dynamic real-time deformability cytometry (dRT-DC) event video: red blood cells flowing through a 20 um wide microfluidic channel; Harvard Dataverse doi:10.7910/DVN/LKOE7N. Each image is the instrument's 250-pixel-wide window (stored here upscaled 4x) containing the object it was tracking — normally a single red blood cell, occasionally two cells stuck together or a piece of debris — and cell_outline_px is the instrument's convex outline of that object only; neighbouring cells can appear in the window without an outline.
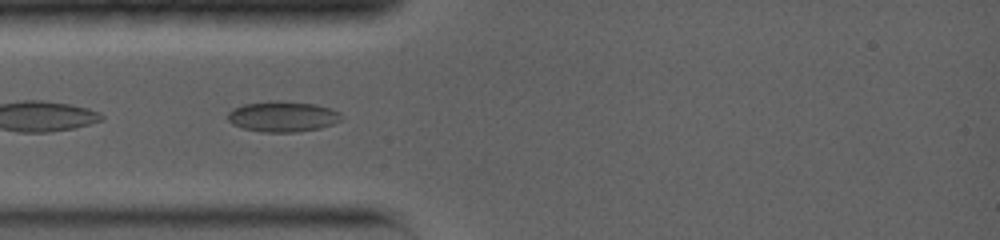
{"species": "common noctule bat (a hibernating species)", "species_latin": "Nyctalus noctula", "temperature_condition": "warm", "stored_images_in_passage": 6, "camera_frame_rate_fps": 5000, "um_per_image_px": 0.085, "animal": {"sex": "female", "body_mass_g": 19.0, "forearm_length_mm": 56.7}, "frame": {"image": 1, "passage_image": 1, "time_ms": 0.0, "image_size_px": [1000, 240], "cell_outline_px": [[344, 116], [340, 120], [332, 124], [320, 128], [296, 132], [260, 132], [244, 128], [232, 124], [228, 120], [228, 112], [232, 108], [244, 104], [272, 100], [280, 100], [316, 104], [332, 108], [340, 112]], "centroid_in_image_um": [24.04, 9.89], "position_along_channel_um": 61.0, "area_um2": 20.52}}
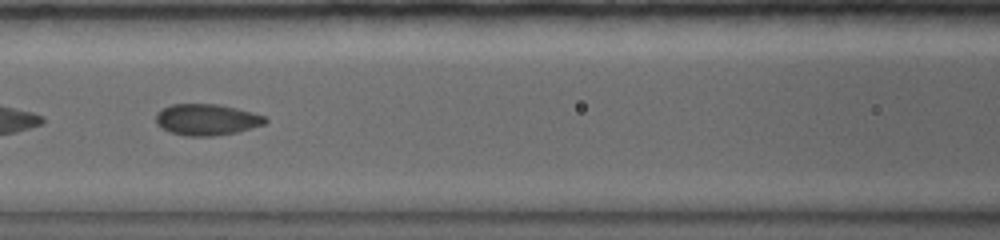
{"frame": {"image": 2, "passage_image": 3, "time_ms": 2.2, "image_size_px": [1000, 240], "cell_outline_px": [[268, 120], [264, 124], [236, 132], [212, 136], [184, 136], [172, 132], [156, 124], [156, 112], [172, 104], [220, 104], [252, 112], [264, 116]], "centroid_in_image_um": [17.56, 10.16], "position_along_channel_um": 149.0, "area_um2": 19.77}}